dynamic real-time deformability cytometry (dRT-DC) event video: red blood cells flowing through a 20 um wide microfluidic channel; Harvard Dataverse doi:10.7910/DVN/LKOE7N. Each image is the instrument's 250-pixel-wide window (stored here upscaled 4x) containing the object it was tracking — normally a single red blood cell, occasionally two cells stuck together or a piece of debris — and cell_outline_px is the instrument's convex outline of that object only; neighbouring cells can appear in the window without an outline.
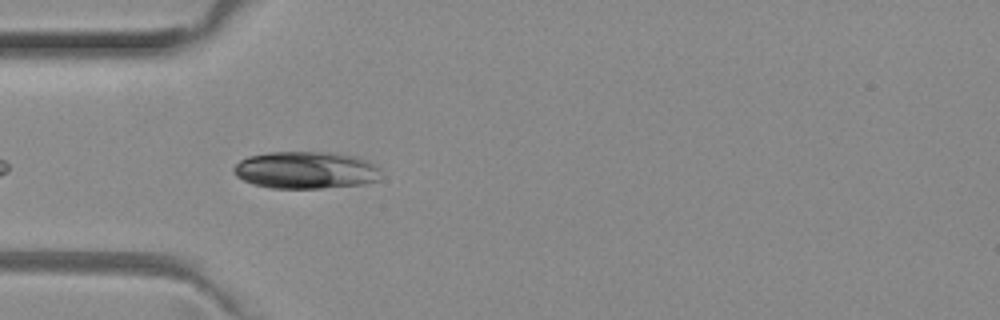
{"species": "common noctule bat (a hibernating species)", "species_latin": "Nyctalus noctula", "temperature_condition": "room temperature", "stored_images_in_passage": 41, "camera_frame_rate_fps": 3000, "um_per_image_px": 0.085, "animal": {"sex": "female", "body_mass_g": 29.2, "forearm_length_mm": 56.3}, "frame": {"image": 1, "passage_image": 5, "time_ms": 1.333, "image_size_px": [1000, 320], "cell_outline_px": [[380, 180], [364, 184], [320, 188], [272, 188], [252, 184], [236, 176], [232, 172], [232, 168], [240, 160], [248, 156], [268, 152], [328, 152], [356, 156], [368, 160], [376, 164], [380, 168]], "centroid_in_image_um": [26.01, 14.45], "position_along_channel_um": 59.0, "area_um2": 32.31}}
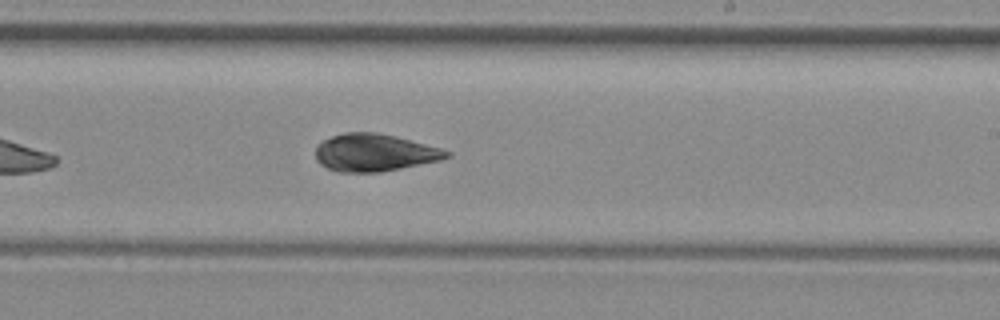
{"frame": {"image": 2, "passage_image": 20, "time_ms": 6.333, "image_size_px": [1000, 320], "cell_outline_px": [[452, 156], [440, 160], [380, 172], [336, 172], [320, 164], [316, 160], [316, 144], [320, 140], [344, 132], [376, 132], [396, 136], [440, 148], [452, 152]], "centroid_in_image_um": [31.79, 12.96], "position_along_channel_um": 257.2, "area_um2": 28.73}}
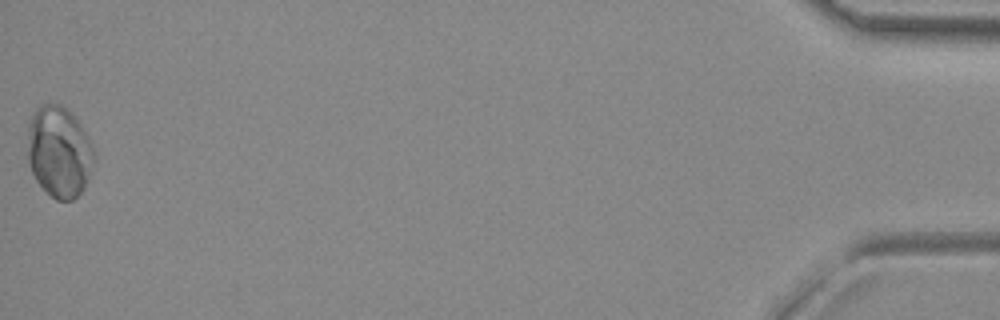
{"frame": {"image": 3, "passage_image": 41, "time_ms": 13.333, "image_size_px": [1000, 320], "cell_outline_px": [[96, 160], [84, 188], [72, 200], [56, 200], [36, 180], [28, 164], [28, 124], [32, 112], [40, 104], [60, 104], [72, 112], [80, 124], [96, 152]], "centroid_in_image_um": [5.03, 12.87], "position_along_channel_um": 430.2, "area_um2": 35.6}, "authors_computed_cell_mechanics": {"area_um2": 28.9578, "velocity_mm_per_s": 4.006, "shape_relaxation_time_tau1_ms": null, "shape_relaxation_time_tau2_ms": 1.2048, "deformation_change_tau1": null, "deformation_change_tau2": 0.0573}}